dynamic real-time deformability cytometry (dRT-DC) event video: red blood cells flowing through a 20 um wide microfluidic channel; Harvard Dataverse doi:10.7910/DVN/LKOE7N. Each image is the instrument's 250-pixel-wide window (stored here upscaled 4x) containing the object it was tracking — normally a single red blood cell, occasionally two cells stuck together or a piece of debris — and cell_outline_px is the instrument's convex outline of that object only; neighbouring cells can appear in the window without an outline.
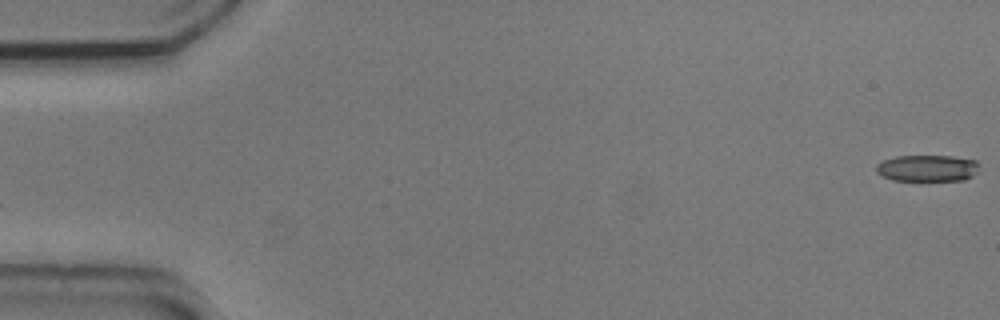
{"species": "common noctule bat (a hibernating species)", "species_latin": "Nyctalus noctula", "temperature_condition": "cold", "stored_images_in_passage": 51, "camera_frame_rate_fps": 3000, "um_per_image_px": 0.085, "animal": {"sex": "male", "body_mass_g": 20.5, "forearm_length_mm": 52.5}, "frame": {"image": 1, "passage_image": 1, "time_ms": 0.0, "image_size_px": [1000, 320], "cell_outline_px": [[980, 164], [976, 172], [972, 176], [964, 180], [892, 180], [876, 172], [876, 164], [884, 160], [896, 156], [952, 156], [976, 160]], "centroid_in_image_um": [78.84, 14.29], "position_along_channel_um": 6.2, "area_um2": 15.9}}
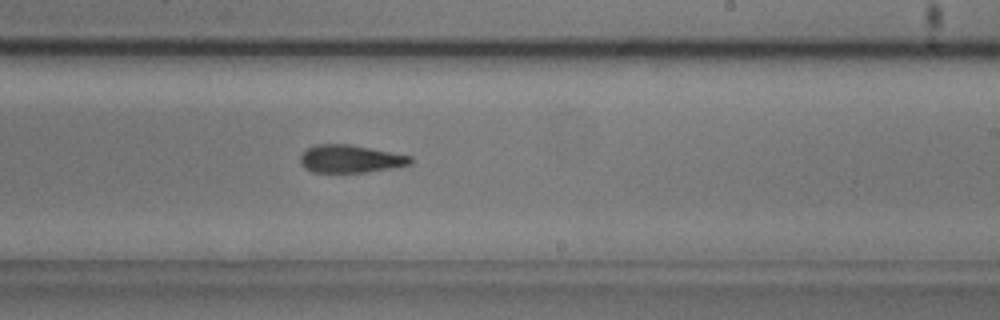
{"frame": {"image": 2, "passage_image": 33, "time_ms": 10.667, "image_size_px": [1000, 320], "cell_outline_px": [[412, 164], [364, 172], [312, 172], [304, 168], [300, 164], [300, 156], [308, 148], [316, 144], [348, 144], [412, 156]], "centroid_in_image_um": [29.74, 13.5], "position_along_channel_um": 259.3, "area_um2": 17.63}}
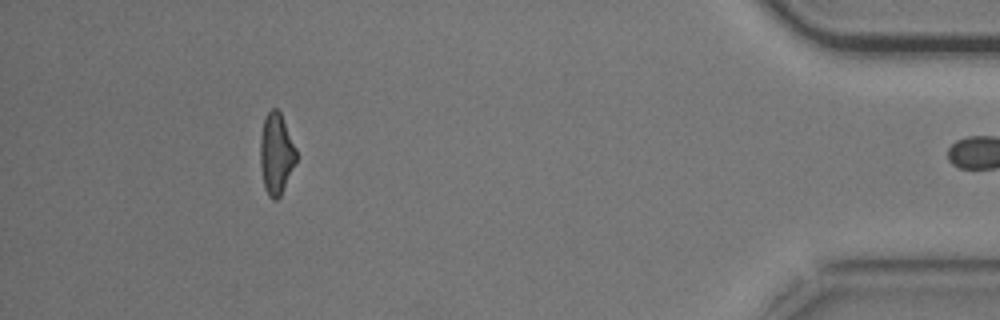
{"frame": {"image": 3, "passage_image": 50, "time_ms": 16.333, "image_size_px": [1000, 320], "cell_outline_px": [[296, 160], [280, 196], [276, 200], [272, 200], [268, 196], [264, 188], [260, 164], [260, 136], [264, 116], [272, 108], [276, 108], [280, 112], [296, 148]], "centroid_in_image_um": [23.45, 13.06], "position_along_channel_um": 411.8, "area_um2": 16.99}}